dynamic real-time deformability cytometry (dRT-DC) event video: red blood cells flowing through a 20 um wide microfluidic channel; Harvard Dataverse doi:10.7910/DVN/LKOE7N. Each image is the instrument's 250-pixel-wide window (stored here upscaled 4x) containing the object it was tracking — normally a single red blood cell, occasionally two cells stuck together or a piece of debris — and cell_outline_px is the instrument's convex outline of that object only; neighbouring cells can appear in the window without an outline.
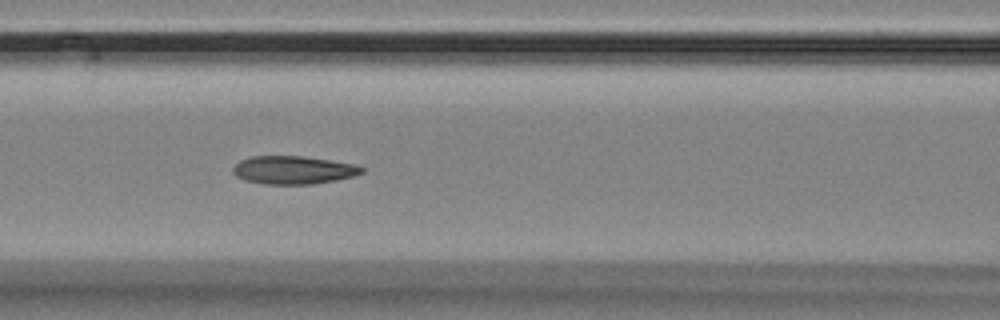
{"species": "Egyptian fruit bat (a non-hibernating species)", "species_latin": "Rousettus aegyptiacus", "temperature_condition": "room temperature", "stored_images_in_passage": 4, "camera_frame_rate_fps": 3000, "um_per_image_px": 0.085, "animal": {"sex": "female"}, "frame": {"image": 1, "passage_image": 3, "time_ms": 2.333, "image_size_px": [1000, 320], "cell_outline_px": [[364, 172], [352, 176], [336, 180], [312, 184], [264, 184], [244, 180], [236, 176], [232, 172], [232, 168], [240, 160], [252, 156], [300, 156], [328, 160], [352, 164], [364, 168]], "centroid_in_image_um": [24.88, 14.45], "position_along_channel_um": 141.7, "area_um2": 20.92}}
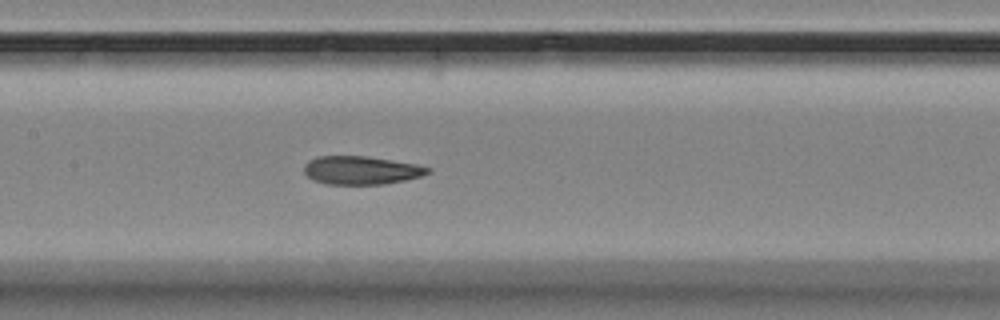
{"frame": {"image": 2, "passage_image": 4, "time_ms": 3.333, "image_size_px": [1000, 320], "cell_outline_px": [[432, 172], [420, 176], [404, 180], [384, 184], [324, 184], [312, 180], [304, 172], [304, 164], [308, 160], [316, 156], [364, 156], [416, 164], [432, 168]], "centroid_in_image_um": [30.67, 14.47], "position_along_channel_um": 176.7, "area_um2": 20.46}}